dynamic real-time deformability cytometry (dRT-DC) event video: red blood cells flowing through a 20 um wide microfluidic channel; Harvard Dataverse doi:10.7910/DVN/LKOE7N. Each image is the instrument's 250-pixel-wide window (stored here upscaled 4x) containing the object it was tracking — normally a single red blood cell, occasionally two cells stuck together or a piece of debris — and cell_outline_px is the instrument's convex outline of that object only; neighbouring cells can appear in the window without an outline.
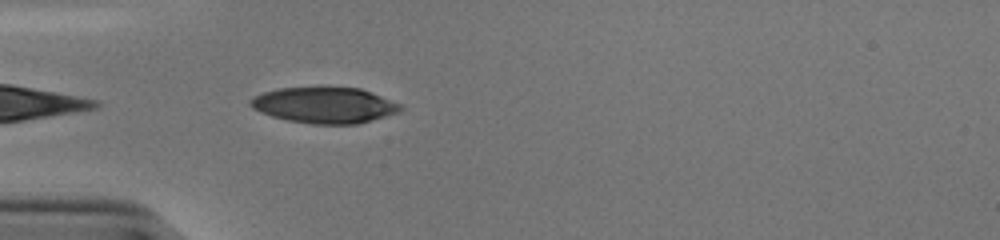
{"species": "human", "species_latin": "Homo sapiens", "temperature_condition": "cold", "stored_images_in_passage": 37, "camera_frame_rate_fps": 3000, "um_per_image_px": 0.085, "donor": {"sex": "male"}, "frame": {"image": 1, "passage_image": 2, "time_ms": 0.333, "image_size_px": [1000, 240], "cell_outline_px": [[404, 108], [400, 112], [372, 120], [356, 124], [312, 124], [288, 120], [272, 116], [260, 112], [252, 108], [248, 104], [248, 100], [252, 96], [264, 92], [280, 88], [360, 88], [400, 104]], "centroid_in_image_um": [27.55, 8.95], "position_along_channel_um": 57.4, "area_um2": 31.21}}
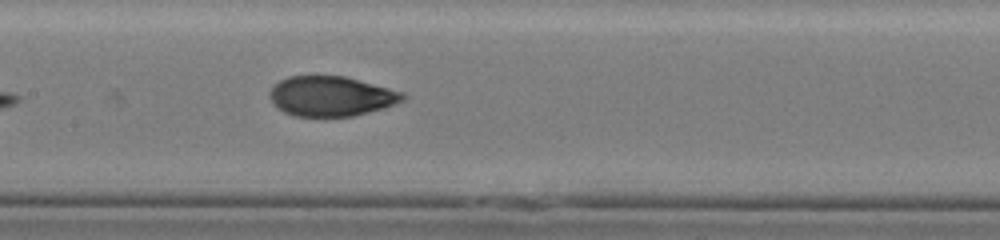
{"frame": {"image": 2, "passage_image": 12, "time_ms": 3.667, "image_size_px": [1000, 240], "cell_outline_px": [[404, 100], [384, 108], [352, 116], [296, 116], [284, 112], [276, 108], [268, 96], [268, 92], [280, 80], [288, 76], [344, 76], [404, 92]], "centroid_in_image_um": [28.11, 8.18], "position_along_channel_um": 179.3, "area_um2": 30.87}}
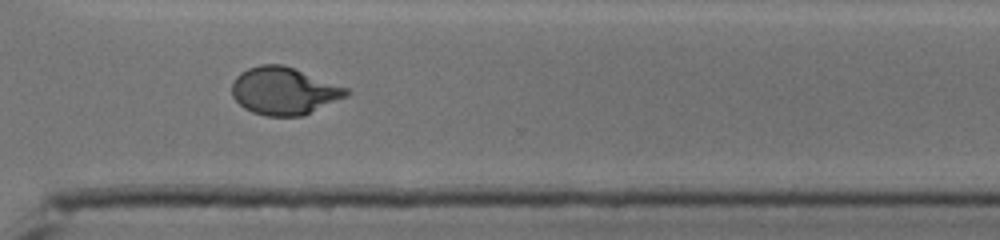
{"frame": {"image": 3, "passage_image": 25, "time_ms": 8.0, "image_size_px": [1000, 240], "cell_outline_px": [[352, 92], [348, 96], [304, 116], [264, 116], [252, 112], [244, 108], [232, 96], [232, 84], [236, 76], [240, 72], [248, 68], [260, 64], [284, 64], [348, 88]], "centroid_in_image_um": [24.16, 7.73], "position_along_channel_um": 346.4, "area_um2": 31.96}, "authors_computed_cell_mechanics": {"area_um2": 31.7322, "velocity_mm_per_s": 3.8596, "shape_relaxation_time_tau1_ms": 5.7184, "shape_relaxation_time_tau2_ms": 1.0471, "deformation_change_tau1": 0.2236, "deformation_change_tau2": 0.0529}}